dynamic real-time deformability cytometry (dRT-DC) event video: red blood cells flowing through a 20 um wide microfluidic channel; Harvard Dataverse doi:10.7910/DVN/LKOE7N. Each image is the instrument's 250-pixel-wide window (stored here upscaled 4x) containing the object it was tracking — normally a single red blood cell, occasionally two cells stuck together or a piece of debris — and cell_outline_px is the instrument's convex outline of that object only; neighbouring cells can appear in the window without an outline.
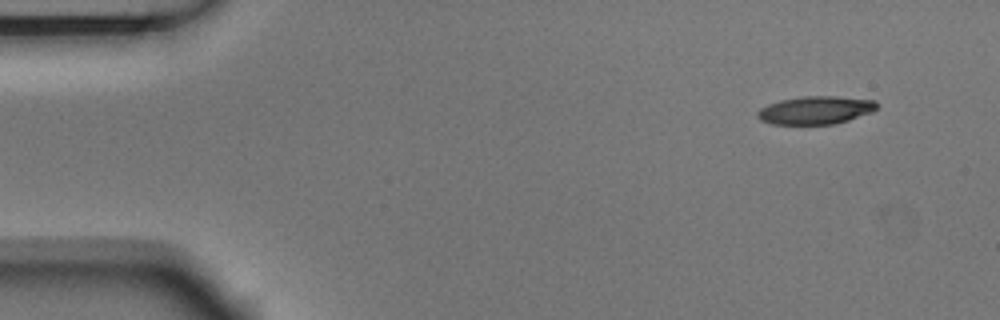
{"species": "Egyptian fruit bat (a non-hibernating species)", "species_latin": "Rousettus aegyptiacus", "temperature_condition": "room temperature", "stored_images_in_passage": 4, "camera_frame_rate_fps": 3000, "um_per_image_px": 0.085, "animal": {"sex": "male"}, "frame": {"image": 1, "passage_image": 1, "time_ms": 0.0, "image_size_px": [1000, 320], "cell_outline_px": [[876, 108], [872, 112], [836, 124], [772, 124], [760, 120], [756, 116], [756, 112], [760, 108], [768, 104], [780, 100], [804, 96], [836, 96], [876, 100]], "centroid_in_image_um": [69.3, 9.36], "position_along_channel_um": 15.7, "area_um2": 19.54}}
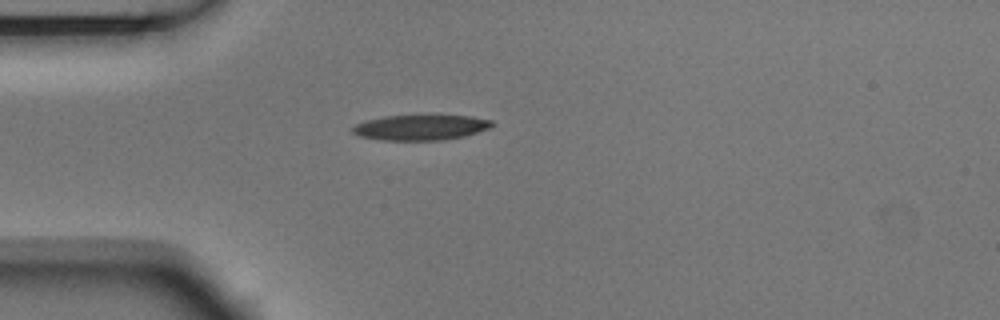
{"frame": {"image": 2, "passage_image": 4, "time_ms": 1.0, "image_size_px": [1000, 320], "cell_outline_px": [[496, 124], [488, 128], [464, 136], [444, 140], [380, 140], [360, 136], [352, 132], [352, 128], [356, 124], [368, 120], [384, 116], [472, 116], [492, 120]], "centroid_in_image_um": [35.77, 10.84], "position_along_channel_um": 49.2, "area_um2": 20.35}}